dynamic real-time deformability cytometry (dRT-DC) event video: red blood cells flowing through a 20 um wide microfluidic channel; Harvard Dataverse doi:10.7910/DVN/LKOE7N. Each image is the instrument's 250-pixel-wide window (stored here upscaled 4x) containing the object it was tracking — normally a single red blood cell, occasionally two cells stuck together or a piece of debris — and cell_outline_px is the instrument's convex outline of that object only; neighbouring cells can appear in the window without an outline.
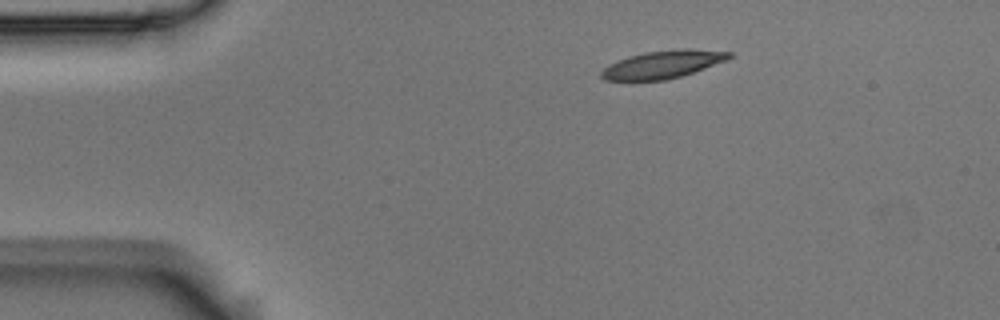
{"species": "Egyptian fruit bat (a non-hibernating species)", "species_latin": "Rousettus aegyptiacus", "temperature_condition": "room temperature", "stored_images_in_passage": 48, "camera_frame_rate_fps": 3000, "um_per_image_px": 0.085, "animal": {"sex": "male"}, "frame": {"image": 1, "passage_image": 1, "time_ms": 0.0, "image_size_px": [1000, 320], "cell_outline_px": [[732, 56], [724, 60], [704, 68], [680, 76], [664, 80], [604, 80], [600, 76], [600, 72], [604, 68], [628, 56], [644, 52], [676, 48], [692, 48], [732, 52]], "centroid_in_image_um": [56.33, 5.45], "position_along_channel_um": 28.7, "area_um2": 20.46}}
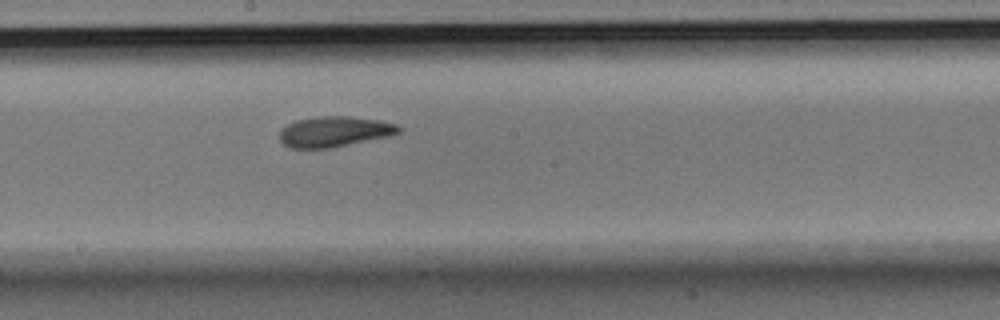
{"frame": {"image": 2, "passage_image": 22, "time_ms": 7.0, "image_size_px": [1000, 320], "cell_outline_px": [[400, 132], [388, 136], [328, 148], [288, 148], [280, 140], [280, 128], [296, 120], [316, 116], [348, 116], [380, 120], [396, 124], [400, 128]], "centroid_in_image_um": [28.38, 11.17], "position_along_channel_um": 219.8, "area_um2": 21.04}}
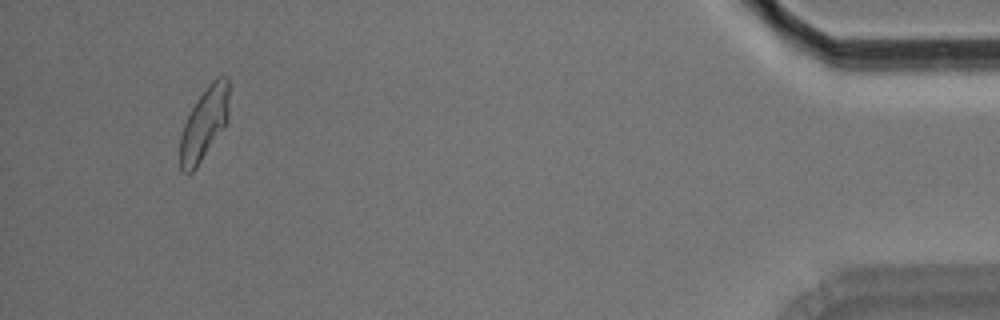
{"frame": {"image": 3, "passage_image": 45, "time_ms": 14.667, "image_size_px": [1000, 320], "cell_outline_px": [[228, 120], [224, 128], [196, 168], [192, 172], [184, 172], [180, 168], [180, 136], [184, 124], [192, 108], [208, 84], [216, 76], [228, 76]], "centroid_in_image_um": [17.37, 10.51], "position_along_channel_um": 417.8, "area_um2": 20.52}, "authors_computed_cell_mechanics": {"area_um2": 21.0392, "velocity_mm_per_s": 3.5225, "shape_relaxation_time_tau1_ms": 6.6648, "shape_relaxation_time_tau2_ms": 2.4432, "deformation_change_tau1": 0.165, "deformation_change_tau2": 0.0887}}